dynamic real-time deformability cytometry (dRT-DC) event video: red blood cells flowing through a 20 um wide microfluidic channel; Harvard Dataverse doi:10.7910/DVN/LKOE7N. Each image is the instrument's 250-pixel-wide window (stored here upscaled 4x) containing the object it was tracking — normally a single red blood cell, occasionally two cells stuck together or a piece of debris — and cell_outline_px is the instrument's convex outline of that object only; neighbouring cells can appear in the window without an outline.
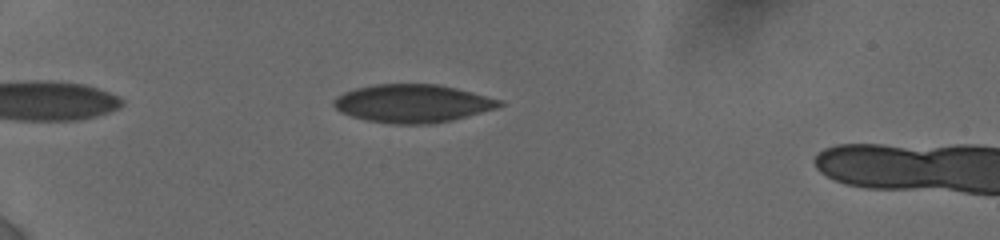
{"species": "human", "species_latin": "Homo sapiens", "temperature_condition": "cold", "stored_images_in_passage": 10, "camera_frame_rate_fps": 3000, "um_per_image_px": 0.085, "donor": {"sex": "female"}, "frame": {"image": 1, "passage_image": 8, "time_ms": 2.0, "image_size_px": [1000, 240], "cell_outline_px": [[504, 104], [496, 108], [452, 120], [428, 124], [392, 124], [368, 120], [352, 116], [340, 112], [332, 104], [332, 100], [336, 96], [344, 92], [356, 88], [376, 84], [436, 84], [456, 88], [504, 100]], "centroid_in_image_um": [35.06, 8.79], "position_along_channel_um": 49.9, "area_um2": 36.76}}